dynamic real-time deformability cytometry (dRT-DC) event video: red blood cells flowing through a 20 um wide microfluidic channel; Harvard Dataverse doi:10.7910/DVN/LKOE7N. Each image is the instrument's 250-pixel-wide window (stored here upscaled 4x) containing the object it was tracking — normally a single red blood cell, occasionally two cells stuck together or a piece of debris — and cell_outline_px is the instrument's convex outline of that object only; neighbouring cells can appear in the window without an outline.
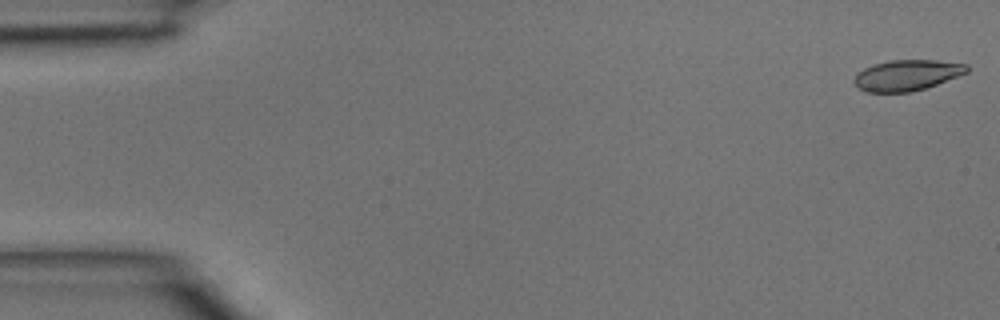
{"species": "common noctule bat (a hibernating species)", "species_latin": "Nyctalus noctula", "temperature_condition": "room temperature", "stored_images_in_passage": 5, "segment_of_instrument_passage": [2, 2], "camera_frame_rate_fps": 3000, "um_per_image_px": 0.085, "animal": {"sex": "male", "body_mass_g": 15.6}, "frame": {"image": 1, "passage_image": 5, "time_ms": 1.333, "image_size_px": [1000, 320], "cell_outline_px": [[968, 72], [936, 84], [912, 92], [868, 92], [856, 88], [852, 80], [856, 72], [872, 64], [888, 60], [936, 60], [968, 64]], "centroid_in_image_um": [77.02, 6.39], "position_along_channel_um": 8.0, "area_um2": 20.4}}